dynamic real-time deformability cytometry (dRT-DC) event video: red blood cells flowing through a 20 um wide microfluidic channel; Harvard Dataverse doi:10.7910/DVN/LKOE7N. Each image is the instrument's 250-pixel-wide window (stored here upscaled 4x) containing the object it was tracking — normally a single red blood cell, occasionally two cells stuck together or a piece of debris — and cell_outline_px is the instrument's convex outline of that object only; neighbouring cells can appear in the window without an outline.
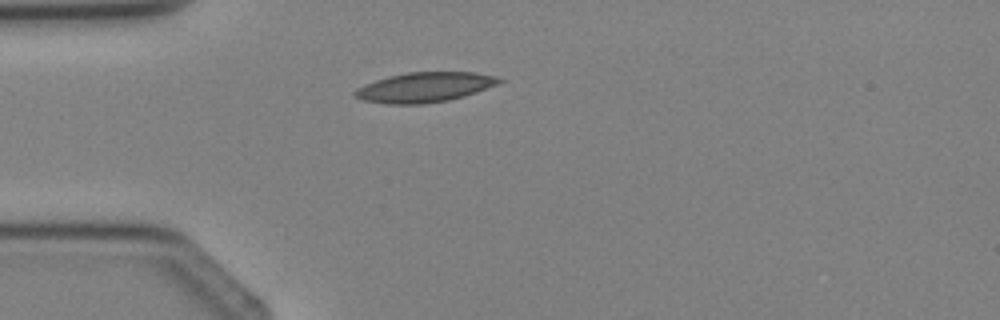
{"species": "Egyptian fruit bat (a non-hibernating species)", "species_latin": "Rousettus aegyptiacus", "temperature_condition": "cold", "stored_images_in_passage": 3, "camera_frame_rate_fps": 3000, "um_per_image_px": 0.085, "animal": {"sex": "female"}, "frame": {"image": 1, "passage_image": 3, "time_ms": 2.333, "image_size_px": [1000, 320], "cell_outline_px": [[504, 80], [500, 84], [464, 96], [448, 100], [424, 104], [384, 104], [360, 100], [352, 96], [352, 92], [356, 88], [364, 84], [388, 76], [408, 72], [476, 72], [496, 76]], "centroid_in_image_um": [36.06, 7.42], "position_along_channel_um": 48.9, "area_um2": 25.49}}